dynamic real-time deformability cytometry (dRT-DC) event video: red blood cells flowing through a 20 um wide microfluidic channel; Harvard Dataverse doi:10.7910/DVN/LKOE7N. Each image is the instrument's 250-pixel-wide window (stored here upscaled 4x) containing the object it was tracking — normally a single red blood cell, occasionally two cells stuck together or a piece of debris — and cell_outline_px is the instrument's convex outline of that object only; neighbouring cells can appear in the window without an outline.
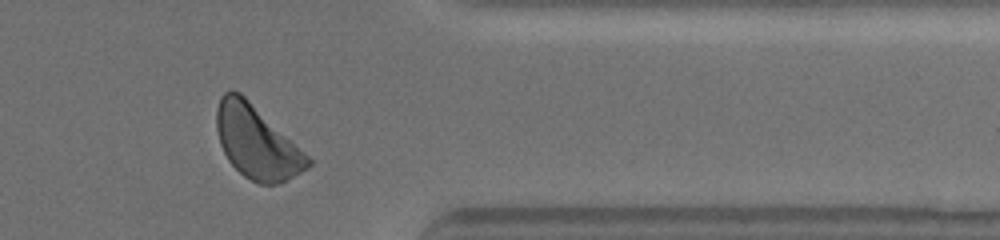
{"species": "human", "species_latin": "Homo sapiens", "temperature_condition": "warm", "stored_images_in_passage": 34, "camera_frame_rate_fps": 3000, "um_per_image_px": 0.085, "donor": {"sex": "male"}, "frame": {"image": 1, "passage_image": 22, "time_ms": 10.0, "image_size_px": [1000, 240], "cell_outline_px": [[312, 164], [308, 168], [280, 184], [260, 184], [244, 176], [228, 160], [220, 144], [216, 128], [216, 112], [220, 96], [224, 92], [240, 92], [308, 156], [312, 160]], "centroid_in_image_um": [21.8, 12.11], "position_along_channel_um": 389.6, "area_um2": 38.09}}